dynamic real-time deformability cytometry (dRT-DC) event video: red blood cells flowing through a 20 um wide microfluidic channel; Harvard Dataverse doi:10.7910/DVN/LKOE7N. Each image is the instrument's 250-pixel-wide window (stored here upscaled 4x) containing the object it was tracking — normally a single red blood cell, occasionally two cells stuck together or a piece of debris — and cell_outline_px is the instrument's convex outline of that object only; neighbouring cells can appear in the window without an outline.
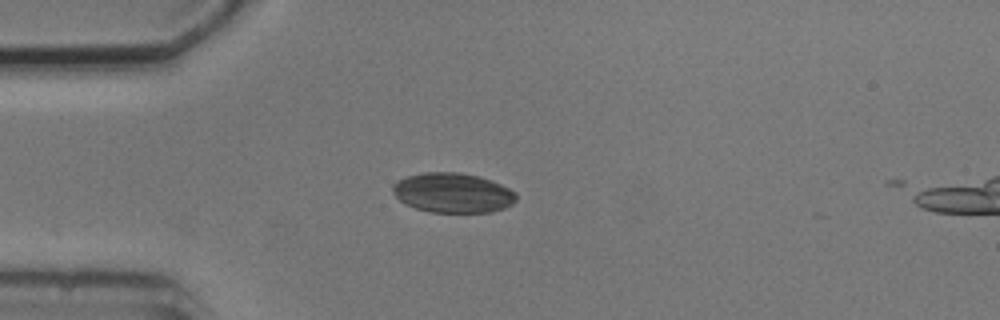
{"species": "common noctule bat (a hibernating species)", "species_latin": "Nyctalus noctula", "temperature_condition": "cold", "stored_images_in_passage": 5, "camera_frame_rate_fps": 3000, "um_per_image_px": 0.085, "animal": {"sex": "male", "body_mass_g": 20.5, "forearm_length_mm": 52.5}, "frame": {"image": 1, "passage_image": 2, "time_ms": 1.333, "image_size_px": [1000, 320], "cell_outline_px": [[516, 200], [512, 204], [504, 208], [492, 212], [432, 212], [416, 208], [404, 204], [392, 192], [392, 184], [396, 180], [408, 176], [424, 172], [460, 172], [480, 176], [492, 180], [516, 192]], "centroid_in_image_um": [38.48, 16.38], "position_along_channel_um": 46.5, "area_um2": 28.78}}
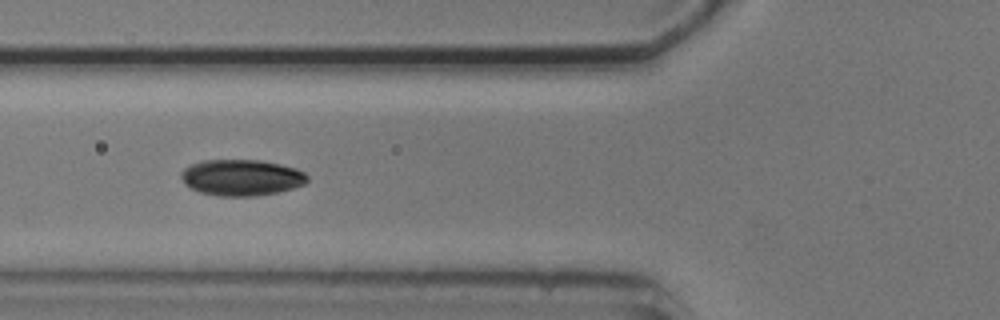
{"frame": {"image": 2, "passage_image": 4, "time_ms": 3.333, "image_size_px": [1000, 320], "cell_outline_px": [[308, 180], [304, 184], [292, 188], [276, 192], [256, 196], [216, 196], [200, 192], [184, 184], [180, 176], [180, 172], [188, 164], [200, 160], [260, 160], [280, 164], [296, 168], [304, 172], [308, 176]], "centroid_in_image_um": [20.48, 15.08], "position_along_channel_um": 105.3, "area_um2": 26.82}}
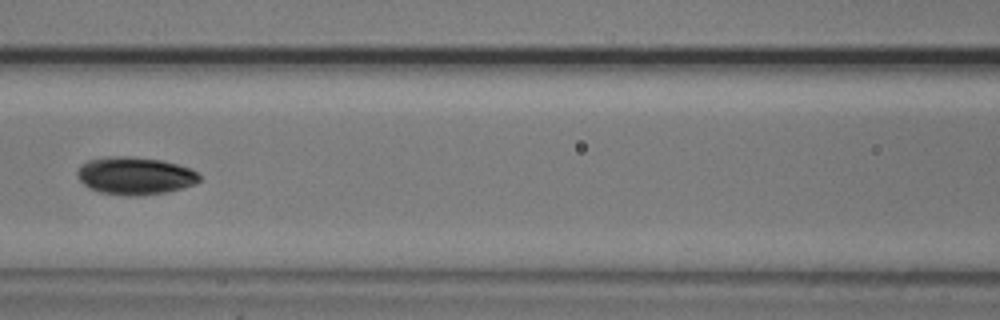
{"frame": {"image": 3, "passage_image": 5, "time_ms": 4.667, "image_size_px": [1000, 320], "cell_outline_px": [[200, 180], [196, 184], [184, 188], [164, 192], [136, 196], [128, 196], [100, 192], [88, 188], [76, 176], [76, 172], [80, 164], [88, 160], [108, 156], [128, 156], [160, 160], [192, 168], [200, 176]], "centroid_in_image_um": [11.46, 14.94], "position_along_channel_um": 155.1, "area_um2": 26.93}}